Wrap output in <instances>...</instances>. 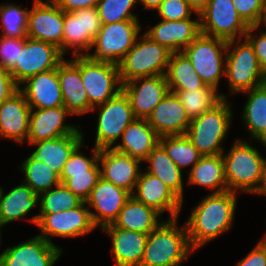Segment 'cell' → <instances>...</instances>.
I'll list each match as a JSON object with an SVG mask.
<instances>
[{"mask_svg":"<svg viewBox=\"0 0 266 266\" xmlns=\"http://www.w3.org/2000/svg\"><path fill=\"white\" fill-rule=\"evenodd\" d=\"M159 144L181 171L192 168L203 156L186 134L159 137Z\"/></svg>","mask_w":266,"mask_h":266,"instance_id":"39","label":"cell"},{"mask_svg":"<svg viewBox=\"0 0 266 266\" xmlns=\"http://www.w3.org/2000/svg\"><path fill=\"white\" fill-rule=\"evenodd\" d=\"M250 251L236 266H266V255L257 245Z\"/></svg>","mask_w":266,"mask_h":266,"instance_id":"50","label":"cell"},{"mask_svg":"<svg viewBox=\"0 0 266 266\" xmlns=\"http://www.w3.org/2000/svg\"><path fill=\"white\" fill-rule=\"evenodd\" d=\"M138 0H100L97 5L101 24L117 23L139 18L132 9Z\"/></svg>","mask_w":266,"mask_h":266,"instance_id":"41","label":"cell"},{"mask_svg":"<svg viewBox=\"0 0 266 266\" xmlns=\"http://www.w3.org/2000/svg\"><path fill=\"white\" fill-rule=\"evenodd\" d=\"M227 41L200 33L183 52L200 78L218 90L225 77Z\"/></svg>","mask_w":266,"mask_h":266,"instance_id":"8","label":"cell"},{"mask_svg":"<svg viewBox=\"0 0 266 266\" xmlns=\"http://www.w3.org/2000/svg\"><path fill=\"white\" fill-rule=\"evenodd\" d=\"M101 25L97 7L64 12L62 54L70 49L72 56L89 53Z\"/></svg>","mask_w":266,"mask_h":266,"instance_id":"12","label":"cell"},{"mask_svg":"<svg viewBox=\"0 0 266 266\" xmlns=\"http://www.w3.org/2000/svg\"><path fill=\"white\" fill-rule=\"evenodd\" d=\"M64 11L53 0H34L28 13L27 37L51 43L62 53Z\"/></svg>","mask_w":266,"mask_h":266,"instance_id":"15","label":"cell"},{"mask_svg":"<svg viewBox=\"0 0 266 266\" xmlns=\"http://www.w3.org/2000/svg\"><path fill=\"white\" fill-rule=\"evenodd\" d=\"M64 12L97 7L100 0H53Z\"/></svg>","mask_w":266,"mask_h":266,"instance_id":"49","label":"cell"},{"mask_svg":"<svg viewBox=\"0 0 266 266\" xmlns=\"http://www.w3.org/2000/svg\"><path fill=\"white\" fill-rule=\"evenodd\" d=\"M101 177L100 170H86L79 173H61L60 182L84 202Z\"/></svg>","mask_w":266,"mask_h":266,"instance_id":"42","label":"cell"},{"mask_svg":"<svg viewBox=\"0 0 266 266\" xmlns=\"http://www.w3.org/2000/svg\"><path fill=\"white\" fill-rule=\"evenodd\" d=\"M200 33V15L194 20H161L145 31L153 41L167 47L171 52H183Z\"/></svg>","mask_w":266,"mask_h":266,"instance_id":"26","label":"cell"},{"mask_svg":"<svg viewBox=\"0 0 266 266\" xmlns=\"http://www.w3.org/2000/svg\"><path fill=\"white\" fill-rule=\"evenodd\" d=\"M101 230L111 237L114 266H140L148 234L114 227L112 224Z\"/></svg>","mask_w":266,"mask_h":266,"instance_id":"27","label":"cell"},{"mask_svg":"<svg viewBox=\"0 0 266 266\" xmlns=\"http://www.w3.org/2000/svg\"><path fill=\"white\" fill-rule=\"evenodd\" d=\"M18 90L24 95L31 109L64 106L58 79V66L53 70L29 77L20 84Z\"/></svg>","mask_w":266,"mask_h":266,"instance_id":"23","label":"cell"},{"mask_svg":"<svg viewBox=\"0 0 266 266\" xmlns=\"http://www.w3.org/2000/svg\"><path fill=\"white\" fill-rule=\"evenodd\" d=\"M80 129L81 127L74 134L31 143L30 146H36L31 155L47 164L60 176L73 151L84 143V133Z\"/></svg>","mask_w":266,"mask_h":266,"instance_id":"28","label":"cell"},{"mask_svg":"<svg viewBox=\"0 0 266 266\" xmlns=\"http://www.w3.org/2000/svg\"><path fill=\"white\" fill-rule=\"evenodd\" d=\"M131 193L100 177L85 201L96 228L113 224ZM94 209L93 211H91Z\"/></svg>","mask_w":266,"mask_h":266,"instance_id":"16","label":"cell"},{"mask_svg":"<svg viewBox=\"0 0 266 266\" xmlns=\"http://www.w3.org/2000/svg\"><path fill=\"white\" fill-rule=\"evenodd\" d=\"M248 97L242 111L244 128L256 140L266 131V82L244 92Z\"/></svg>","mask_w":266,"mask_h":266,"instance_id":"34","label":"cell"},{"mask_svg":"<svg viewBox=\"0 0 266 266\" xmlns=\"http://www.w3.org/2000/svg\"><path fill=\"white\" fill-rule=\"evenodd\" d=\"M177 222L178 218H167L148 234L140 266H180L191 252H195L185 224L180 227Z\"/></svg>","mask_w":266,"mask_h":266,"instance_id":"2","label":"cell"},{"mask_svg":"<svg viewBox=\"0 0 266 266\" xmlns=\"http://www.w3.org/2000/svg\"><path fill=\"white\" fill-rule=\"evenodd\" d=\"M147 121L159 137L183 135L191 122L179 97L171 91L154 108Z\"/></svg>","mask_w":266,"mask_h":266,"instance_id":"25","label":"cell"},{"mask_svg":"<svg viewBox=\"0 0 266 266\" xmlns=\"http://www.w3.org/2000/svg\"><path fill=\"white\" fill-rule=\"evenodd\" d=\"M161 216L154 208L146 206L131 196L112 225L130 231L149 234L164 221L163 219L160 220Z\"/></svg>","mask_w":266,"mask_h":266,"instance_id":"31","label":"cell"},{"mask_svg":"<svg viewBox=\"0 0 266 266\" xmlns=\"http://www.w3.org/2000/svg\"><path fill=\"white\" fill-rule=\"evenodd\" d=\"M222 158L228 190L255 195L261 182L265 159L258 149L249 141L237 138L228 153H222Z\"/></svg>","mask_w":266,"mask_h":266,"instance_id":"3","label":"cell"},{"mask_svg":"<svg viewBox=\"0 0 266 266\" xmlns=\"http://www.w3.org/2000/svg\"><path fill=\"white\" fill-rule=\"evenodd\" d=\"M231 106L228 99H222L212 109L191 120L185 134L203 156L224 152L222 143L229 134L233 119Z\"/></svg>","mask_w":266,"mask_h":266,"instance_id":"4","label":"cell"},{"mask_svg":"<svg viewBox=\"0 0 266 266\" xmlns=\"http://www.w3.org/2000/svg\"><path fill=\"white\" fill-rule=\"evenodd\" d=\"M179 97L190 120L199 117L202 113L212 109L222 99H227V94H218L217 89L210 85L193 90H170Z\"/></svg>","mask_w":266,"mask_h":266,"instance_id":"36","label":"cell"},{"mask_svg":"<svg viewBox=\"0 0 266 266\" xmlns=\"http://www.w3.org/2000/svg\"><path fill=\"white\" fill-rule=\"evenodd\" d=\"M266 255V233L264 234V236L259 240V242H257L256 244Z\"/></svg>","mask_w":266,"mask_h":266,"instance_id":"54","label":"cell"},{"mask_svg":"<svg viewBox=\"0 0 266 266\" xmlns=\"http://www.w3.org/2000/svg\"><path fill=\"white\" fill-rule=\"evenodd\" d=\"M84 144H80L71 154L69 160L65 163L62 173H79L86 170H100L98 158L100 149L93 147L90 158L81 153V148Z\"/></svg>","mask_w":266,"mask_h":266,"instance_id":"43","label":"cell"},{"mask_svg":"<svg viewBox=\"0 0 266 266\" xmlns=\"http://www.w3.org/2000/svg\"><path fill=\"white\" fill-rule=\"evenodd\" d=\"M237 194L229 190L211 193L192 207L185 226L194 251L230 231L235 221Z\"/></svg>","mask_w":266,"mask_h":266,"instance_id":"1","label":"cell"},{"mask_svg":"<svg viewBox=\"0 0 266 266\" xmlns=\"http://www.w3.org/2000/svg\"><path fill=\"white\" fill-rule=\"evenodd\" d=\"M136 118L147 119L170 91L166 75L139 77L122 84Z\"/></svg>","mask_w":266,"mask_h":266,"instance_id":"18","label":"cell"},{"mask_svg":"<svg viewBox=\"0 0 266 266\" xmlns=\"http://www.w3.org/2000/svg\"><path fill=\"white\" fill-rule=\"evenodd\" d=\"M187 174V185H199L212 193L228 191L222 154L202 156Z\"/></svg>","mask_w":266,"mask_h":266,"instance_id":"32","label":"cell"},{"mask_svg":"<svg viewBox=\"0 0 266 266\" xmlns=\"http://www.w3.org/2000/svg\"><path fill=\"white\" fill-rule=\"evenodd\" d=\"M260 28L262 29L261 26H249L245 38L253 46L261 71L266 77V31H259ZM255 31L259 32L258 36Z\"/></svg>","mask_w":266,"mask_h":266,"instance_id":"47","label":"cell"},{"mask_svg":"<svg viewBox=\"0 0 266 266\" xmlns=\"http://www.w3.org/2000/svg\"><path fill=\"white\" fill-rule=\"evenodd\" d=\"M142 34L119 64L121 84L139 77L166 75L173 52Z\"/></svg>","mask_w":266,"mask_h":266,"instance_id":"5","label":"cell"},{"mask_svg":"<svg viewBox=\"0 0 266 266\" xmlns=\"http://www.w3.org/2000/svg\"><path fill=\"white\" fill-rule=\"evenodd\" d=\"M143 163L146 172L158 177L164 182L184 203V175L179 167L167 155L165 149L158 143L148 154Z\"/></svg>","mask_w":266,"mask_h":266,"instance_id":"33","label":"cell"},{"mask_svg":"<svg viewBox=\"0 0 266 266\" xmlns=\"http://www.w3.org/2000/svg\"><path fill=\"white\" fill-rule=\"evenodd\" d=\"M260 26H263V28H265V31H266V13H265L264 16H263V20H262Z\"/></svg>","mask_w":266,"mask_h":266,"instance_id":"56","label":"cell"},{"mask_svg":"<svg viewBox=\"0 0 266 266\" xmlns=\"http://www.w3.org/2000/svg\"><path fill=\"white\" fill-rule=\"evenodd\" d=\"M119 141L113 147L116 151L143 162L159 143V136L147 119L136 118L126 127Z\"/></svg>","mask_w":266,"mask_h":266,"instance_id":"29","label":"cell"},{"mask_svg":"<svg viewBox=\"0 0 266 266\" xmlns=\"http://www.w3.org/2000/svg\"><path fill=\"white\" fill-rule=\"evenodd\" d=\"M255 194L266 197V158L263 162L261 182L258 191Z\"/></svg>","mask_w":266,"mask_h":266,"instance_id":"53","label":"cell"},{"mask_svg":"<svg viewBox=\"0 0 266 266\" xmlns=\"http://www.w3.org/2000/svg\"><path fill=\"white\" fill-rule=\"evenodd\" d=\"M209 1L210 0H187L190 7L197 14H200L207 7Z\"/></svg>","mask_w":266,"mask_h":266,"instance_id":"51","label":"cell"},{"mask_svg":"<svg viewBox=\"0 0 266 266\" xmlns=\"http://www.w3.org/2000/svg\"><path fill=\"white\" fill-rule=\"evenodd\" d=\"M161 20L177 21L199 15L190 7L187 0H164L156 10Z\"/></svg>","mask_w":266,"mask_h":266,"instance_id":"45","label":"cell"},{"mask_svg":"<svg viewBox=\"0 0 266 266\" xmlns=\"http://www.w3.org/2000/svg\"><path fill=\"white\" fill-rule=\"evenodd\" d=\"M141 26L139 20L102 24L92 44V49L95 47L94 52L86 55L95 62L119 66L141 34Z\"/></svg>","mask_w":266,"mask_h":266,"instance_id":"7","label":"cell"},{"mask_svg":"<svg viewBox=\"0 0 266 266\" xmlns=\"http://www.w3.org/2000/svg\"><path fill=\"white\" fill-rule=\"evenodd\" d=\"M81 78L88 96L89 112L122 91L119 66L95 62L87 55H81Z\"/></svg>","mask_w":266,"mask_h":266,"instance_id":"10","label":"cell"},{"mask_svg":"<svg viewBox=\"0 0 266 266\" xmlns=\"http://www.w3.org/2000/svg\"><path fill=\"white\" fill-rule=\"evenodd\" d=\"M72 114L64 107L46 109H31L29 122L28 145L43 140L59 138L74 134L79 125L65 123V119Z\"/></svg>","mask_w":266,"mask_h":266,"instance_id":"22","label":"cell"},{"mask_svg":"<svg viewBox=\"0 0 266 266\" xmlns=\"http://www.w3.org/2000/svg\"><path fill=\"white\" fill-rule=\"evenodd\" d=\"M83 202L63 183L39 195V213L29 218L31 224H37L39 214H54L79 206Z\"/></svg>","mask_w":266,"mask_h":266,"instance_id":"38","label":"cell"},{"mask_svg":"<svg viewBox=\"0 0 266 266\" xmlns=\"http://www.w3.org/2000/svg\"><path fill=\"white\" fill-rule=\"evenodd\" d=\"M98 163L101 166L100 175L103 179L133 193L142 171L141 160L116 151L114 148H102Z\"/></svg>","mask_w":266,"mask_h":266,"instance_id":"20","label":"cell"},{"mask_svg":"<svg viewBox=\"0 0 266 266\" xmlns=\"http://www.w3.org/2000/svg\"><path fill=\"white\" fill-rule=\"evenodd\" d=\"M62 248L36 235L0 254V266H54Z\"/></svg>","mask_w":266,"mask_h":266,"instance_id":"17","label":"cell"},{"mask_svg":"<svg viewBox=\"0 0 266 266\" xmlns=\"http://www.w3.org/2000/svg\"><path fill=\"white\" fill-rule=\"evenodd\" d=\"M131 196L160 214L169 212L168 219L178 218L183 207V201L164 182L143 169Z\"/></svg>","mask_w":266,"mask_h":266,"instance_id":"19","label":"cell"},{"mask_svg":"<svg viewBox=\"0 0 266 266\" xmlns=\"http://www.w3.org/2000/svg\"><path fill=\"white\" fill-rule=\"evenodd\" d=\"M163 1L164 0H138L140 5H143L142 7L144 9H147L149 11H156Z\"/></svg>","mask_w":266,"mask_h":266,"instance_id":"52","label":"cell"},{"mask_svg":"<svg viewBox=\"0 0 266 266\" xmlns=\"http://www.w3.org/2000/svg\"><path fill=\"white\" fill-rule=\"evenodd\" d=\"M30 9L22 8L15 3L0 5L1 35L12 38L27 37V21Z\"/></svg>","mask_w":266,"mask_h":266,"instance_id":"40","label":"cell"},{"mask_svg":"<svg viewBox=\"0 0 266 266\" xmlns=\"http://www.w3.org/2000/svg\"><path fill=\"white\" fill-rule=\"evenodd\" d=\"M72 57L58 65L63 105L72 116L84 115L89 112V101L81 78V55Z\"/></svg>","mask_w":266,"mask_h":266,"instance_id":"21","label":"cell"},{"mask_svg":"<svg viewBox=\"0 0 266 266\" xmlns=\"http://www.w3.org/2000/svg\"><path fill=\"white\" fill-rule=\"evenodd\" d=\"M23 50V38L0 36V65L10 70Z\"/></svg>","mask_w":266,"mask_h":266,"instance_id":"46","label":"cell"},{"mask_svg":"<svg viewBox=\"0 0 266 266\" xmlns=\"http://www.w3.org/2000/svg\"><path fill=\"white\" fill-rule=\"evenodd\" d=\"M225 77L231 94L247 92L266 82L253 46L245 37L227 41Z\"/></svg>","mask_w":266,"mask_h":266,"instance_id":"6","label":"cell"},{"mask_svg":"<svg viewBox=\"0 0 266 266\" xmlns=\"http://www.w3.org/2000/svg\"><path fill=\"white\" fill-rule=\"evenodd\" d=\"M199 15L200 32L225 41L244 38L249 28L232 0H210Z\"/></svg>","mask_w":266,"mask_h":266,"instance_id":"13","label":"cell"},{"mask_svg":"<svg viewBox=\"0 0 266 266\" xmlns=\"http://www.w3.org/2000/svg\"><path fill=\"white\" fill-rule=\"evenodd\" d=\"M257 141L262 144V146L264 145V147H266V131L256 139V142Z\"/></svg>","mask_w":266,"mask_h":266,"instance_id":"55","label":"cell"},{"mask_svg":"<svg viewBox=\"0 0 266 266\" xmlns=\"http://www.w3.org/2000/svg\"><path fill=\"white\" fill-rule=\"evenodd\" d=\"M31 108L18 90L0 104V138L23 144L29 136Z\"/></svg>","mask_w":266,"mask_h":266,"instance_id":"24","label":"cell"},{"mask_svg":"<svg viewBox=\"0 0 266 266\" xmlns=\"http://www.w3.org/2000/svg\"><path fill=\"white\" fill-rule=\"evenodd\" d=\"M10 71L0 65V104L18 91Z\"/></svg>","mask_w":266,"mask_h":266,"instance_id":"48","label":"cell"},{"mask_svg":"<svg viewBox=\"0 0 266 266\" xmlns=\"http://www.w3.org/2000/svg\"><path fill=\"white\" fill-rule=\"evenodd\" d=\"M170 90H193L206 83L200 78L184 52H173L166 72Z\"/></svg>","mask_w":266,"mask_h":266,"instance_id":"35","label":"cell"},{"mask_svg":"<svg viewBox=\"0 0 266 266\" xmlns=\"http://www.w3.org/2000/svg\"><path fill=\"white\" fill-rule=\"evenodd\" d=\"M18 170L25 175L23 182L38 195L61 183L60 176L53 169L31 154L24 159Z\"/></svg>","mask_w":266,"mask_h":266,"instance_id":"37","label":"cell"},{"mask_svg":"<svg viewBox=\"0 0 266 266\" xmlns=\"http://www.w3.org/2000/svg\"><path fill=\"white\" fill-rule=\"evenodd\" d=\"M64 59L55 45L26 37L23 38V50L17 63L9 71L15 83L20 86L31 76L57 68Z\"/></svg>","mask_w":266,"mask_h":266,"instance_id":"14","label":"cell"},{"mask_svg":"<svg viewBox=\"0 0 266 266\" xmlns=\"http://www.w3.org/2000/svg\"><path fill=\"white\" fill-rule=\"evenodd\" d=\"M1 226H0V246H1V244H2V239H1V234H2V230H1Z\"/></svg>","mask_w":266,"mask_h":266,"instance_id":"57","label":"cell"},{"mask_svg":"<svg viewBox=\"0 0 266 266\" xmlns=\"http://www.w3.org/2000/svg\"><path fill=\"white\" fill-rule=\"evenodd\" d=\"M96 110H99V113L94 147L113 148L117 140L121 139L126 127L136 119L130 100L122 90L104 104L92 108L91 111Z\"/></svg>","mask_w":266,"mask_h":266,"instance_id":"9","label":"cell"},{"mask_svg":"<svg viewBox=\"0 0 266 266\" xmlns=\"http://www.w3.org/2000/svg\"><path fill=\"white\" fill-rule=\"evenodd\" d=\"M36 226L40 231L38 235L50 244H55L52 237L76 238L96 229L84 201L75 208L59 213L39 214Z\"/></svg>","mask_w":266,"mask_h":266,"instance_id":"11","label":"cell"},{"mask_svg":"<svg viewBox=\"0 0 266 266\" xmlns=\"http://www.w3.org/2000/svg\"><path fill=\"white\" fill-rule=\"evenodd\" d=\"M239 16L248 26H260L266 13V0H232Z\"/></svg>","mask_w":266,"mask_h":266,"instance_id":"44","label":"cell"},{"mask_svg":"<svg viewBox=\"0 0 266 266\" xmlns=\"http://www.w3.org/2000/svg\"><path fill=\"white\" fill-rule=\"evenodd\" d=\"M39 205V195L23 181L7 193L0 186V226L27 218L28 212Z\"/></svg>","mask_w":266,"mask_h":266,"instance_id":"30","label":"cell"}]
</instances>
